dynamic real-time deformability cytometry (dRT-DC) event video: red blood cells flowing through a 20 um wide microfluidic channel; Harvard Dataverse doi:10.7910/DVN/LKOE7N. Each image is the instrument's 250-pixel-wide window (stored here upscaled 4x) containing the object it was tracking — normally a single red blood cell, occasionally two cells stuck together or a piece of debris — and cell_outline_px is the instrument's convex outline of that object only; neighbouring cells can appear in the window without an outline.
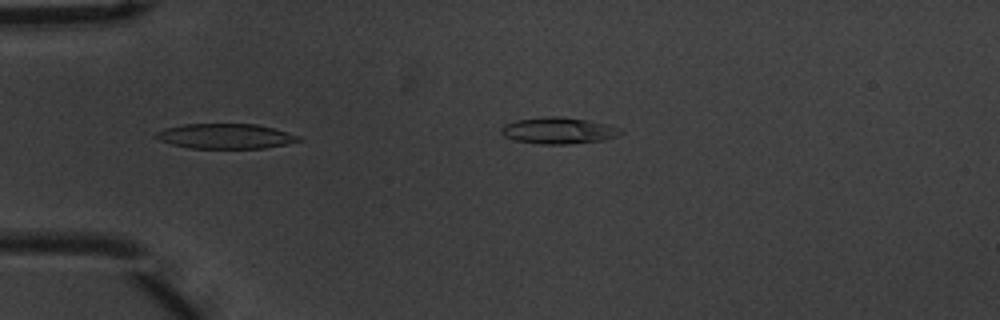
{"species": "common noctule bat (a hibernating species)", "species_latin": "Nyctalus noctula", "temperature_condition": "warm", "stored_images_in_passage": 45, "camera_frame_rate_fps": 3000, "um_per_image_px": 0.085, "animal": {"sex": "male", "body_mass_g": 20.1, "forearm_length_mm": 53.5}, "frame": {"image": 1, "passage_image": 18, "time_ms": 5.667, "image_size_px": [1000, 320], "cell_outline_px": [[300, 140], [284, 144], [264, 148], [188, 148], [172, 144], [160, 140], [152, 136], [156, 132], [164, 128], [184, 124], [256, 124], [272, 128], [300, 136]], "centroid_in_image_um": [19.09, 11.57], "position_along_channel_um": 65.9, "area_um2": 20.58}}
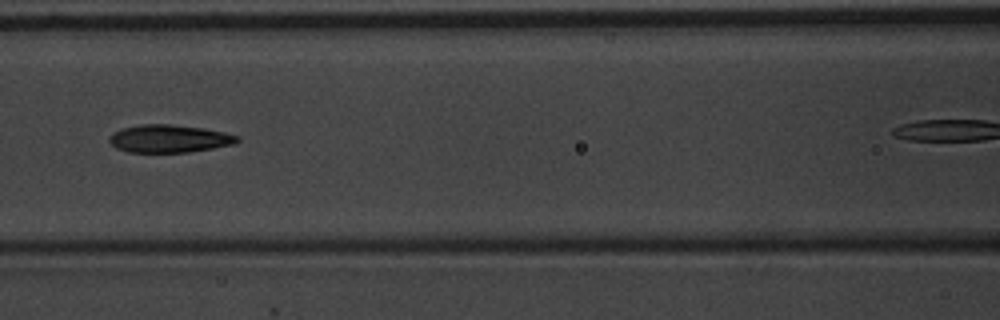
{"frame": {"image": 2, "passage_image": 25, "time_ms": 8.0, "image_size_px": [1000, 320], "cell_outline_px": [[240, 140], [236, 144], [188, 152], [128, 152], [116, 148], [108, 140], [108, 136], [112, 132], [120, 128], [140, 124], [168, 124], [204, 128], [224, 132], [240, 136]], "centroid_in_image_um": [14.37, 11.78], "position_along_channel_um": 152.2, "area_um2": 20.92}}
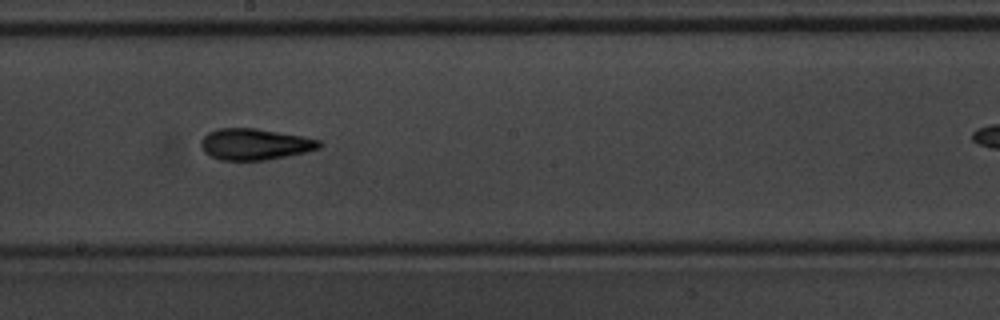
{"frame": {"image": 3, "passage_image": 31, "time_ms": 10.0, "image_size_px": [1000, 320], "cell_outline_px": [[324, 144], [320, 148], [288, 156], [264, 160], [220, 160], [204, 152], [200, 144], [200, 140], [208, 132], [220, 128], [256, 128], [304, 136], [320, 140]], "centroid_in_image_um": [21.68, 12.25], "position_along_channel_um": 226.5, "area_um2": 21.68}}